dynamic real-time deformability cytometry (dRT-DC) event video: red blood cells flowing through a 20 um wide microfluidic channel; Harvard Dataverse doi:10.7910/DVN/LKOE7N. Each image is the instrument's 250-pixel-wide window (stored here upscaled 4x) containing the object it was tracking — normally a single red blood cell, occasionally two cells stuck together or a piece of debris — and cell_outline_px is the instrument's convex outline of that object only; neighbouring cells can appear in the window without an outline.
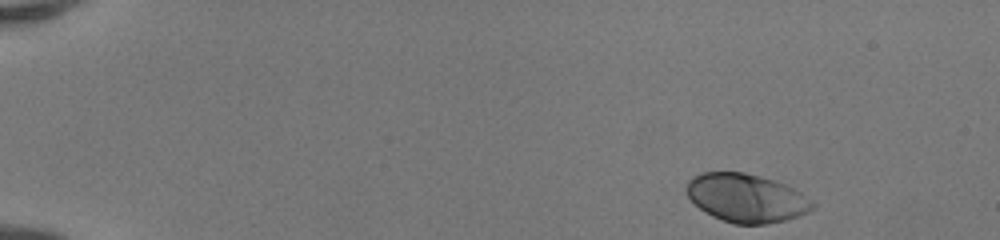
{"species": "human", "species_latin": "Homo sapiens", "temperature_condition": "room temperature", "stored_images_in_passage": 45, "camera_frame_rate_fps": 3000, "um_per_image_px": 0.085, "donor": {"sex": "female"}, "frame": {"image": 1, "passage_image": 1, "time_ms": 0.0, "image_size_px": [1000, 240], "cell_outline_px": [[816, 204], [808, 212], [800, 216], [768, 224], [732, 224], [712, 216], [704, 212], [688, 196], [684, 188], [688, 180], [692, 176], [700, 172], [744, 172], [760, 176], [784, 184], [800, 192], [812, 200]], "centroid_in_image_um": [63.41, 16.83], "position_along_channel_um": 21.6, "area_um2": 35.72}}
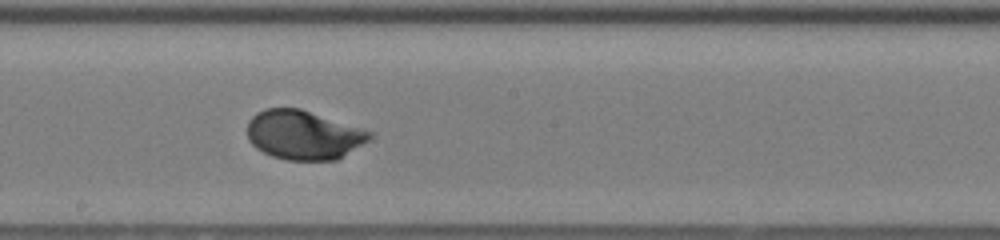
{"frame": {"image": 2, "passage_image": 25, "time_ms": 8.0, "image_size_px": [1000, 240], "cell_outline_px": [[372, 140], [336, 160], [288, 160], [272, 156], [256, 148], [248, 140], [248, 120], [256, 112], [264, 108], [300, 108], [372, 132]], "centroid_in_image_um": [25.8, 11.47], "position_along_channel_um": 222.4, "area_um2": 35.08}}
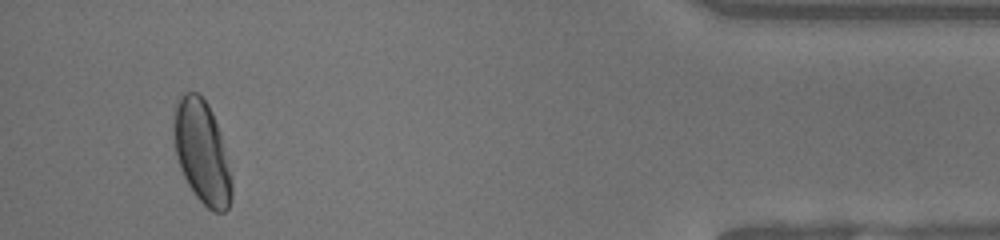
{"frame": {"image": 3, "passage_image": 43, "time_ms": 14.0, "image_size_px": [1000, 240], "cell_outline_px": [[232, 196], [228, 208], [224, 212], [212, 212], [196, 196], [188, 184], [180, 168], [176, 156], [172, 136], [172, 128], [176, 104], [180, 96], [184, 92], [200, 92], [208, 104], [212, 112], [220, 136], [232, 180]], "centroid_in_image_um": [17.13, 12.92], "position_along_channel_um": 418.1, "area_um2": 34.68}, "authors_computed_cell_mechanics": {"area_um2": 34.8534, "velocity_mm_per_s": 4.1348, "shape_relaxation_time_tau1_ms": 2.4351, "shape_relaxation_time_tau2_ms": null, "deformation_change_tau1": 0.1587, "deformation_change_tau2": null}}